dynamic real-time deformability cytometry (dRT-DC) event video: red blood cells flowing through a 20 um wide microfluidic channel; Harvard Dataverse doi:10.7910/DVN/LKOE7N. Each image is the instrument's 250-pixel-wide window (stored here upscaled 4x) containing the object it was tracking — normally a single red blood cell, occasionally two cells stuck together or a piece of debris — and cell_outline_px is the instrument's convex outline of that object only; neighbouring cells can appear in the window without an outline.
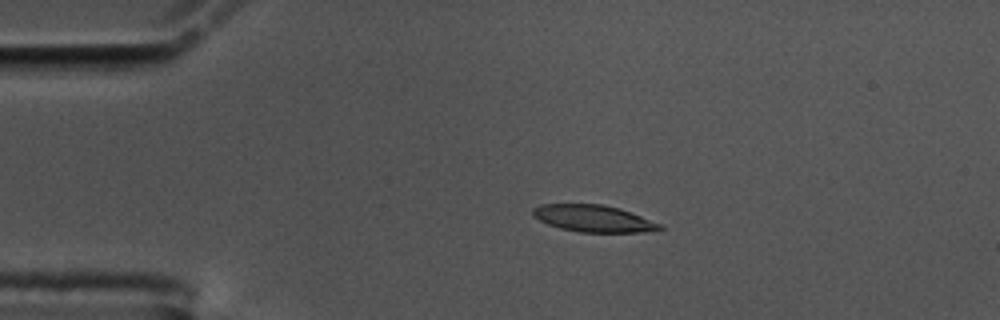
{"species": "common noctule bat (a hibernating species)", "species_latin": "Nyctalus noctula", "temperature_condition": "cold", "stored_images_in_passage": 46, "camera_frame_rate_fps": 3000, "um_per_image_px": 0.085, "animal": {"sex": "male", "body_mass_g": 17.5, "forearm_length_mm": 52.3}, "frame": {"image": 1, "passage_image": 1, "time_ms": 0.0, "image_size_px": [1000, 320], "cell_outline_px": [[664, 228], [656, 232], [580, 232], [560, 228], [548, 224], [532, 216], [532, 208], [540, 204], [604, 204], [620, 208], [632, 212], [660, 224]], "centroid_in_image_um": [50.46, 18.57], "position_along_channel_um": 34.5, "area_um2": 20.06}}
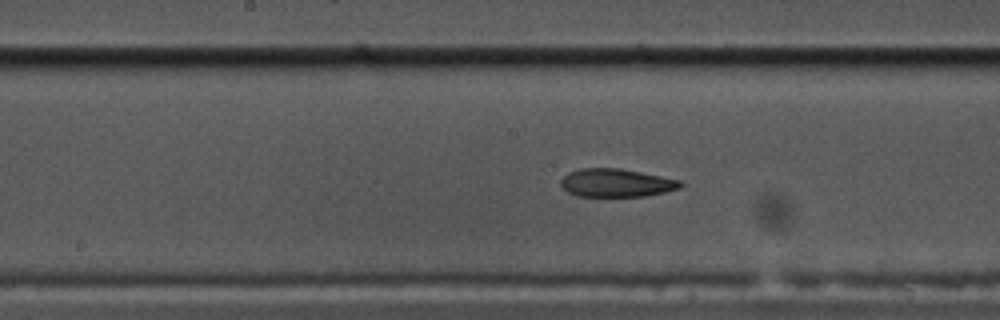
{"frame": {"image": 2, "passage_image": 18, "time_ms": 5.667, "image_size_px": [1000, 320], "cell_outline_px": [[684, 184], [680, 188], [664, 192], [644, 196], [576, 196], [568, 192], [560, 184], [560, 180], [568, 172], [580, 168], [620, 168], [680, 180]], "centroid_in_image_um": [52.36, 15.54], "position_along_channel_um": 195.8, "area_um2": 19.59}}
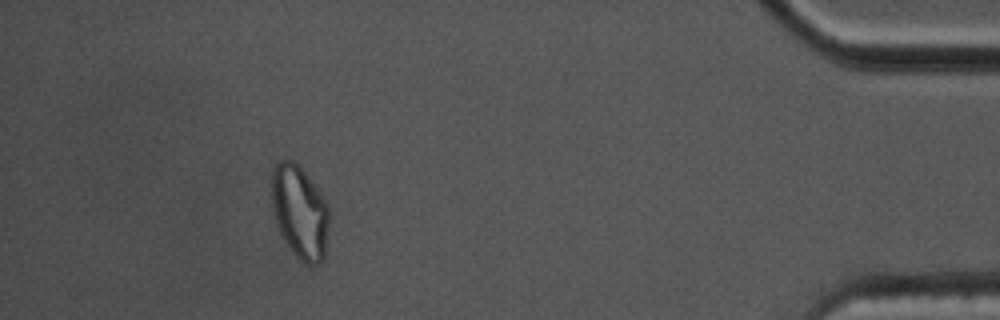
{"frame": {"image": 3, "passage_image": 41, "time_ms": 13.333, "image_size_px": [1000, 320], "cell_outline_px": [[328, 228], [324, 260], [320, 264], [308, 264], [300, 260], [296, 256], [280, 232], [276, 220], [272, 204], [272, 168], [280, 160], [292, 160], [304, 172], [328, 204]], "centroid_in_image_um": [25.49, 18.03], "position_along_channel_um": 409.7, "area_um2": 30.63}, "authors_computed_cell_mechanics": {"area_um2": 20.6057, "velocity_mm_per_s": 3.5294, "shape_relaxation_time_tau1_ms": 4.0573, "shape_relaxation_time_tau2_ms": 3.7144, "deformation_change_tau1": 0.1424, "deformation_change_tau2": 0.1094}}